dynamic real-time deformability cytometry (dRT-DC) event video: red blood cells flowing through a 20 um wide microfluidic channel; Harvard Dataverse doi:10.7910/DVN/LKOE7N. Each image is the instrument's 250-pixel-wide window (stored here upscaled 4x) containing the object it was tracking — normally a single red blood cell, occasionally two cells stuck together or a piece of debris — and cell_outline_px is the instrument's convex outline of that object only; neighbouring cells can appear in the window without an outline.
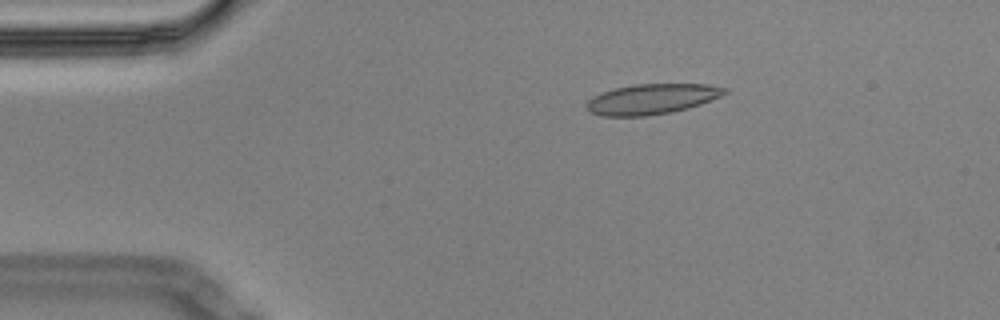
{"species": "Egyptian fruit bat (a non-hibernating species)", "species_latin": "Rousettus aegyptiacus", "temperature_condition": "cold", "stored_images_in_passage": 57, "camera_frame_rate_fps": 3000, "um_per_image_px": 0.085, "animal": {"sex": "male"}, "frame": {"image": 1, "passage_image": 10, "time_ms": 3.0, "image_size_px": [1000, 320], "cell_outline_px": [[728, 92], [720, 96], [700, 104], [688, 108], [672, 112], [644, 116], [604, 116], [592, 112], [588, 108], [588, 100], [592, 96], [600, 92], [632, 84], [704, 84], [728, 88]], "centroid_in_image_um": [55.41, 8.41], "position_along_channel_um": 29.6, "area_um2": 24.22}}
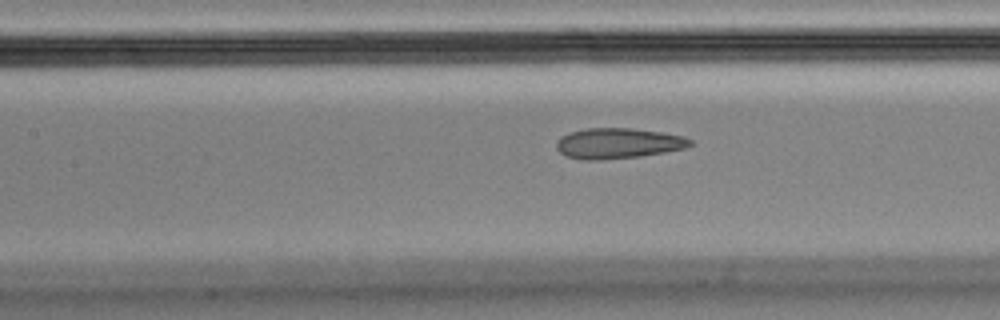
{"frame": {"image": 2, "passage_image": 25, "time_ms": 8.0, "image_size_px": [1000, 320], "cell_outline_px": [[696, 144], [684, 148], [664, 152], [640, 156], [600, 160], [584, 160], [568, 156], [560, 152], [556, 148], [556, 140], [560, 136], [572, 132], [588, 128], [632, 128], [664, 132], [684, 136], [692, 140]], "centroid_in_image_um": [52.57, 12.17], "position_along_channel_um": 154.8, "area_um2": 23.87}}
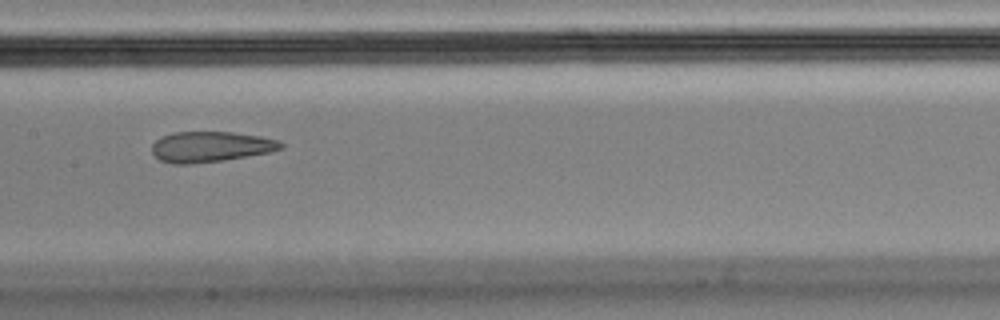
{"frame": {"image": 3, "passage_image": 28, "time_ms": 9.0, "image_size_px": [1000, 320], "cell_outline_px": [[284, 148], [268, 152], [248, 156], [224, 160], [192, 164], [172, 164], [160, 160], [152, 152], [152, 144], [156, 140], [164, 136], [176, 132], [232, 132], [260, 136], [280, 140], [284, 144]], "centroid_in_image_um": [17.93, 12.48], "position_along_channel_um": 189.5, "area_um2": 22.95}, "authors_computed_cell_mechanics": {"area_um2": 24.6228, "velocity_mm_per_s": 3.4642, "shape_relaxation_time_tau1_ms": null, "shape_relaxation_time_tau2_ms": 1.8934, "deformation_change_tau1": null, "deformation_change_tau2": 0.0873}}